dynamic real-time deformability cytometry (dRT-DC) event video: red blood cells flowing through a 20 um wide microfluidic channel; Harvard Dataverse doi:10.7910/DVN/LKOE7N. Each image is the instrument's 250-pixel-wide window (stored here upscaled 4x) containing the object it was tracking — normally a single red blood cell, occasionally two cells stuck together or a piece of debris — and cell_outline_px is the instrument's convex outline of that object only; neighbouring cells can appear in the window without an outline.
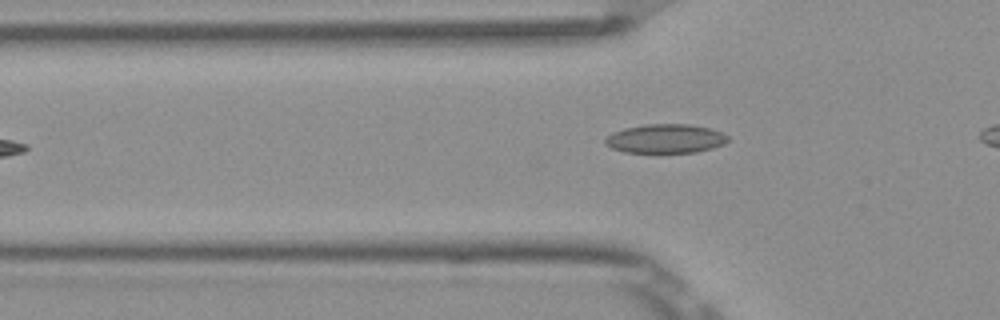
{"species": "Egyptian fruit bat (a non-hibernating species)", "species_latin": "Rousettus aegyptiacus", "temperature_condition": "room temperature", "stored_images_in_passage": 5, "camera_frame_rate_fps": 3000, "um_per_image_px": 0.085, "frame": {"image": 1, "passage_image": 5, "time_ms": 1.333, "image_size_px": [1000, 320], "cell_outline_px": [[728, 140], [724, 144], [712, 148], [696, 152], [624, 152], [612, 148], [604, 144], [604, 140], [612, 132], [624, 128], [644, 124], [692, 124], [708, 128], [720, 132], [728, 136]], "centroid_in_image_um": [56.54, 11.78], "position_along_channel_um": 69.3, "area_um2": 20.69}}